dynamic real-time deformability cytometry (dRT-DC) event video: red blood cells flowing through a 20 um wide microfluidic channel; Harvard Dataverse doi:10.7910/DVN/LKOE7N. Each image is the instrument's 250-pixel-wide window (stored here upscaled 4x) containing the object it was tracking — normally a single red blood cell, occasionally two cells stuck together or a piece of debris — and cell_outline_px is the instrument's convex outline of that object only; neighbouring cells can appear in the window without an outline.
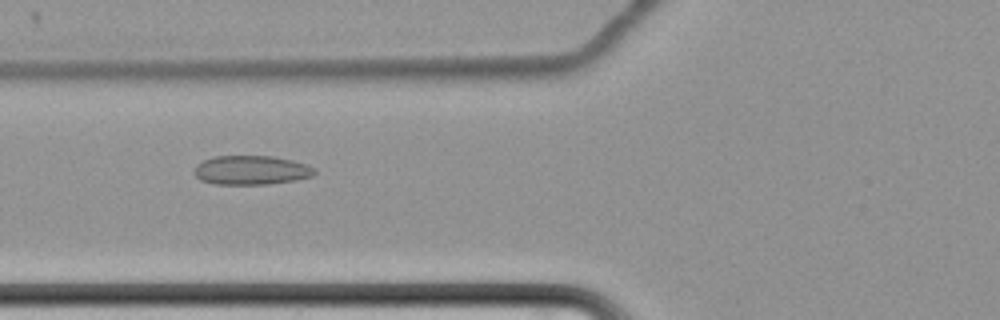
{"species": "common noctule bat (a hibernating species)", "species_latin": "Nyctalus noctula", "temperature_condition": "cold", "stored_images_in_passage": 60, "camera_frame_rate_fps": 3000, "um_per_image_px": 0.085, "animal": {"sex": "female", "body_mass_g": 22.7, "forearm_length_mm": 54.2}, "frame": {"image": 1, "passage_image": 24, "time_ms": 7.667, "image_size_px": [1000, 320], "cell_outline_px": [[316, 172], [312, 176], [296, 180], [268, 184], [212, 184], [200, 180], [192, 172], [196, 164], [204, 160], [216, 156], [272, 156], [292, 160], [316, 168]], "centroid_in_image_um": [21.33, 14.47], "position_along_channel_um": 104.5, "area_um2": 20.52}}
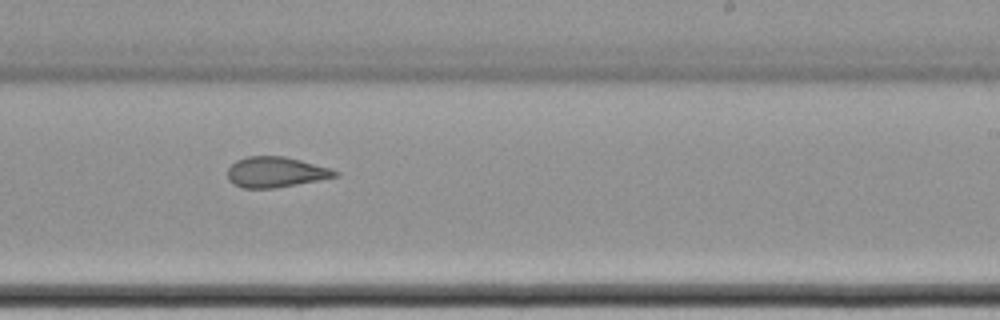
{"frame": {"image": 2, "passage_image": 38, "time_ms": 12.333, "image_size_px": [1000, 320], "cell_outline_px": [[340, 176], [276, 188], [244, 188], [228, 180], [228, 168], [236, 160], [248, 156], [284, 156], [332, 168], [340, 172]], "centroid_in_image_um": [23.48, 14.62], "position_along_channel_um": 265.5, "area_um2": 19.13}}
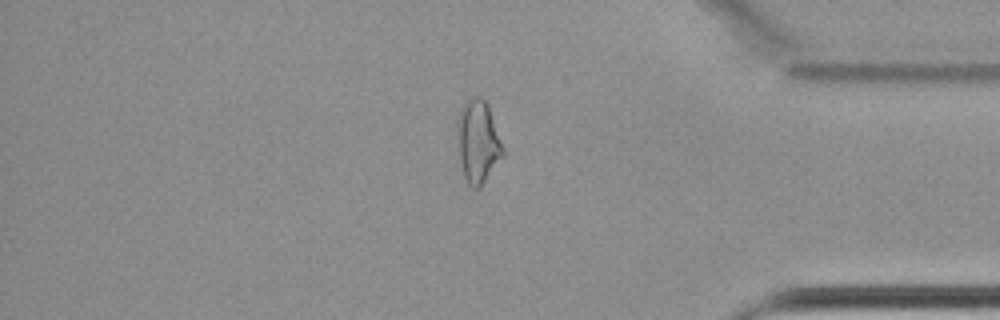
{"frame": {"image": 3, "passage_image": 51, "time_ms": 16.667, "image_size_px": [1000, 320], "cell_outline_px": [[504, 156], [480, 188], [472, 188], [468, 184], [464, 176], [460, 164], [456, 132], [456, 120], [460, 108], [472, 96], [480, 96], [488, 104], [504, 148]], "centroid_in_image_um": [40.61, 12.04], "position_along_channel_um": 394.6, "area_um2": 22.43}, "authors_computed_cell_mechanics": {"area_um2": 21.9929, "velocity_mm_per_s": 3.4555, "shape_relaxation_time_tau1_ms": null, "shape_relaxation_time_tau2_ms": 2.1972, "deformation_change_tau1": null, "deformation_change_tau2": 0.0851}}